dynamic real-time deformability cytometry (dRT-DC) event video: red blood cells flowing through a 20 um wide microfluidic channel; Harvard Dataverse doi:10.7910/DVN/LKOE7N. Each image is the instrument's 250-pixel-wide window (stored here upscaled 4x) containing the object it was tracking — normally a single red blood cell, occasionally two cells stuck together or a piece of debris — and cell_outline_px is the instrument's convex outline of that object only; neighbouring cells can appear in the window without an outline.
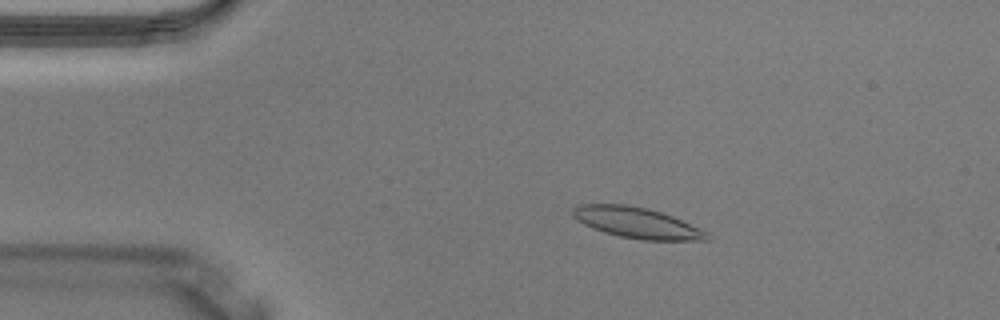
{"species": "Egyptian fruit bat (a non-hibernating species)", "species_latin": "Rousettus aegyptiacus", "temperature_condition": "warm", "stored_images_in_passage": 3, "camera_frame_rate_fps": 3000, "um_per_image_px": 0.085, "animal": {"sex": "male"}, "frame": {"image": 1, "passage_image": 2, "time_ms": 0.333, "image_size_px": [1000, 320], "cell_outline_px": [[708, 240], [644, 240], [620, 236], [604, 232], [584, 224], [572, 216], [572, 208], [580, 204], [624, 204], [648, 208], [672, 216], [700, 228], [708, 232]], "centroid_in_image_um": [54.12, 18.93], "position_along_channel_um": 30.9, "area_um2": 23.87}}